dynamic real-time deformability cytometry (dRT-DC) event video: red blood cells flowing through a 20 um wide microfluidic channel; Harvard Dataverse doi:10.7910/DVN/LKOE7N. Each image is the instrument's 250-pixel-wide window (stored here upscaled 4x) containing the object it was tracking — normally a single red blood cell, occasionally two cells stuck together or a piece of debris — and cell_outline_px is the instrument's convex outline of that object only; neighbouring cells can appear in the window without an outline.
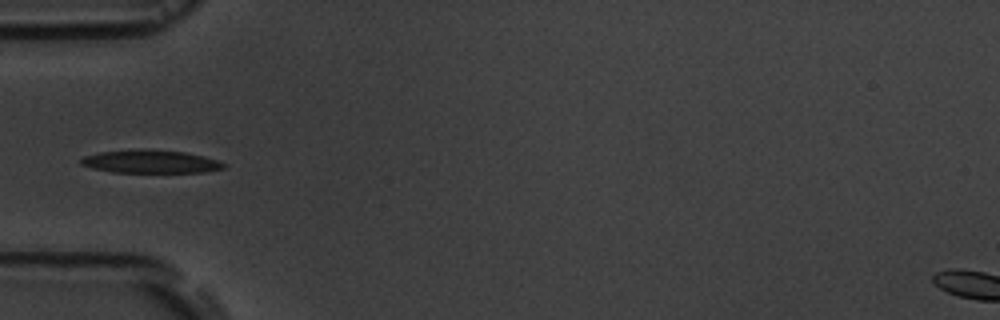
{"species": "common noctule bat (a hibernating species)", "species_latin": "Nyctalus noctula", "temperature_condition": "room temperature", "stored_images_in_passage": 5, "camera_frame_rate_fps": 3000, "um_per_image_px": 0.085, "animal": {"sex": "male", "body_mass_g": 19.5, "forearm_length_mm": 54.6}, "frame": {"image": 1, "passage_image": 5, "time_ms": 5.667, "image_size_px": [1000, 320], "cell_outline_px": [[228, 168], [204, 172], [112, 172], [92, 168], [80, 164], [80, 160], [84, 156], [100, 152], [184, 152], [204, 156], [228, 164]], "centroid_in_image_um": [12.88, 13.79], "position_along_channel_um": 72.1, "area_um2": 18.15}}